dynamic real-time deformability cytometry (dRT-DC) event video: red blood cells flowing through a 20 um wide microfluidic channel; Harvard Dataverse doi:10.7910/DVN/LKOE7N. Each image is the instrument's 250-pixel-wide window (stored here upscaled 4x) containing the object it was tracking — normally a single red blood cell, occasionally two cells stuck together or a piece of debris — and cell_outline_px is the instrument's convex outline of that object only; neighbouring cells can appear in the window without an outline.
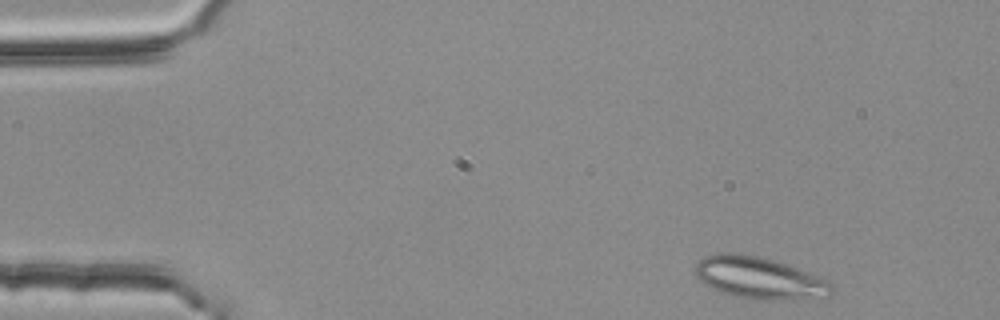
{"species": "common noctule bat (a hibernating species)", "species_latin": "Nyctalus noctula", "temperature_condition": "room temperature", "stored_images_in_passage": 3, "camera_frame_rate_fps": 3000, "um_per_image_px": 0.085, "animal": {"sex": "female", "body_mass_g": 25.1}, "frame": {"image": 1, "passage_image": 1, "time_ms": 0.0, "image_size_px": [1000, 320], "cell_outline_px": [[836, 288], [828, 296], [804, 300], [756, 300], [732, 296], [720, 292], [704, 284], [696, 276], [696, 264], [704, 256], [716, 252], [728, 252], [756, 256], [772, 260], [796, 268], [828, 280], [836, 284]], "centroid_in_image_um": [64.57, 23.66], "position_along_channel_um": 20.4, "area_um2": 33.7}}